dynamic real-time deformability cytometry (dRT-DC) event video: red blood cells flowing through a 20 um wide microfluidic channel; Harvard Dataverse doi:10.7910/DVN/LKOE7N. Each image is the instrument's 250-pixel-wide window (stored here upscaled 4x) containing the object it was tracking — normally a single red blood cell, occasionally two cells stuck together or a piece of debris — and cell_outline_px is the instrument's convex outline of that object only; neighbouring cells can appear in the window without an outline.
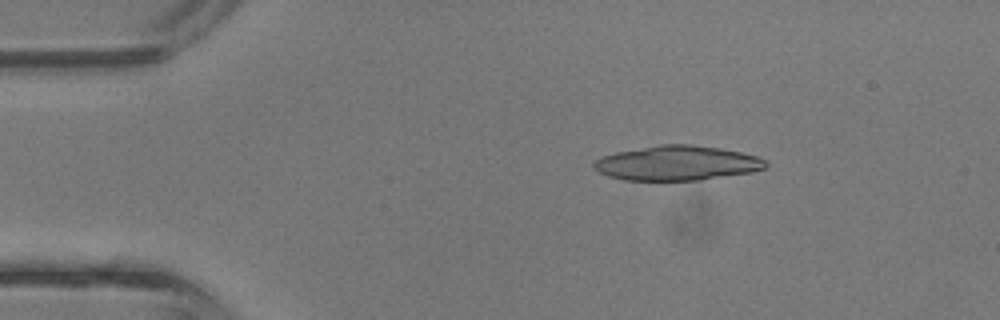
{"species": "common noctule bat (a hibernating species)", "species_latin": "Nyctalus noctula", "temperature_condition": "room temperature", "stored_images_in_passage": 3, "camera_frame_rate_fps": 3000, "um_per_image_px": 0.085, "animal": {"sex": "male", "body_mass_g": 13.3}, "frame": {"image": 1, "passage_image": 2, "time_ms": 0.333, "image_size_px": [1000, 320], "cell_outline_px": [[768, 168], [752, 172], [700, 180], [624, 180], [608, 176], [592, 168], [592, 164], [596, 160], [604, 156], [616, 152], [660, 144], [692, 144], [720, 148], [740, 152], [756, 156], [764, 160], [768, 164]], "centroid_in_image_um": [57.56, 13.86], "position_along_channel_um": 27.4, "area_um2": 34.74}}